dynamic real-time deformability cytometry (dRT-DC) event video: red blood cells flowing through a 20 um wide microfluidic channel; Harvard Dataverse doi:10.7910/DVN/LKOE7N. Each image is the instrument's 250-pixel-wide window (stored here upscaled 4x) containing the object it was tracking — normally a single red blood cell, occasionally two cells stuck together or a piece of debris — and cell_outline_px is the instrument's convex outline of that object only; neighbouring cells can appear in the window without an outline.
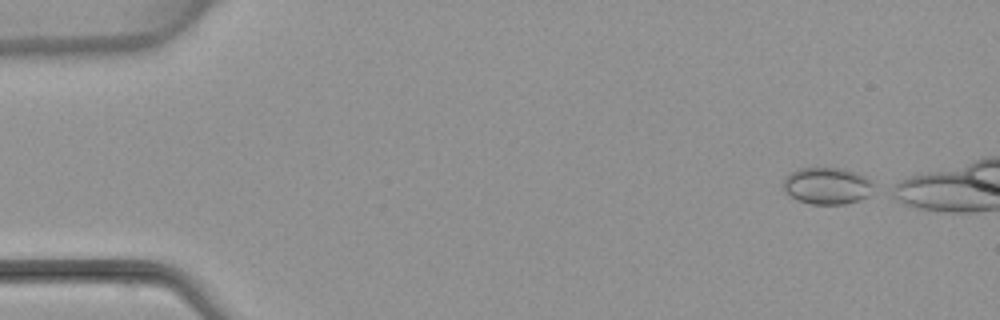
{"species": "common noctule bat (a hibernating species)", "species_latin": "Nyctalus noctula", "temperature_condition": "warm", "stored_images_in_passage": 4, "camera_frame_rate_fps": 3000, "um_per_image_px": 0.085, "animal": {"sex": "female", "body_mass_g": 22.7, "forearm_length_mm": 54.2}, "frame": {"image": 1, "passage_image": 1, "time_ms": 0.0, "image_size_px": [1000, 320], "cell_outline_px": [[876, 184], [868, 196], [860, 200], [844, 204], [812, 204], [796, 200], [784, 192], [784, 176], [788, 172], [800, 168], [844, 168], [856, 172], [872, 180]], "centroid_in_image_um": [70.3, 15.79], "position_along_channel_um": 14.7, "area_um2": 19.77}}